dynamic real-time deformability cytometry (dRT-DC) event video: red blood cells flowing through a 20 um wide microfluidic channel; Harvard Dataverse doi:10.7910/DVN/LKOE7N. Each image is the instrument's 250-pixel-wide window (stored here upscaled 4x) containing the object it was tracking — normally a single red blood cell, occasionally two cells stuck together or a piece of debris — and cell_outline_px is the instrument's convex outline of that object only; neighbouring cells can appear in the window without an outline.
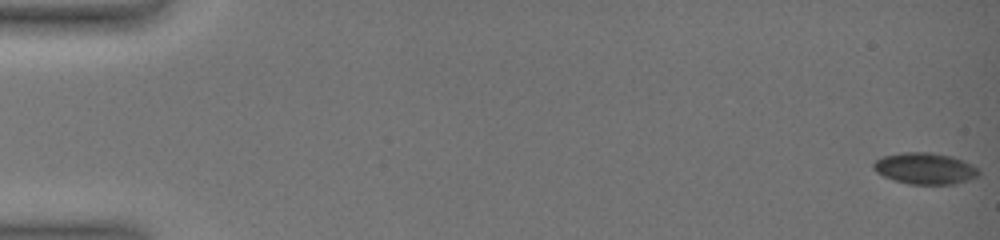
{"species": "common noctule bat (a hibernating species)", "species_latin": "Nyctalus noctula", "temperature_condition": "warm", "stored_images_in_passage": 10, "camera_frame_rate_fps": 3000, "um_per_image_px": 0.085, "animal": {"sex": "female", "body_mass_g": 19.0, "forearm_length_mm": 51.5}, "frame": {"image": 1, "passage_image": 1, "time_ms": 0.0, "image_size_px": [1000, 240], "cell_outline_px": [[980, 176], [968, 180], [952, 184], [908, 184], [884, 176], [876, 172], [872, 168], [872, 164], [876, 160], [884, 156], [904, 152], [928, 152], [952, 156], [964, 160], [972, 164], [980, 172]], "centroid_in_image_um": [78.64, 14.32], "position_along_channel_um": 6.4, "area_um2": 19.25}}
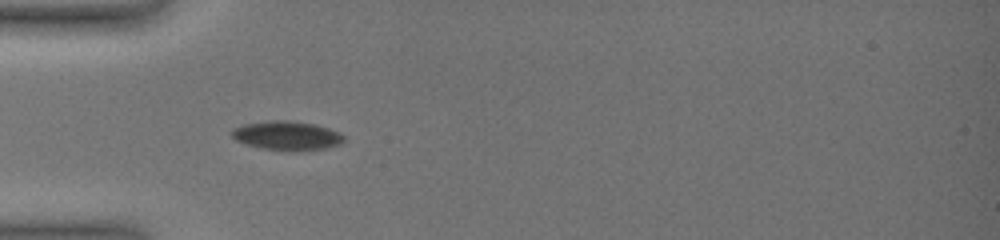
{"frame": {"image": 2, "passage_image": 9, "time_ms": 5.667, "image_size_px": [1000, 240], "cell_outline_px": [[344, 140], [340, 144], [328, 148], [292, 152], [260, 148], [236, 140], [228, 132], [232, 128], [244, 124], [268, 120], [288, 120], [312, 124], [328, 128], [340, 132], [344, 136]], "centroid_in_image_um": [24.37, 11.54], "position_along_channel_um": 60.6, "area_um2": 19.25}}
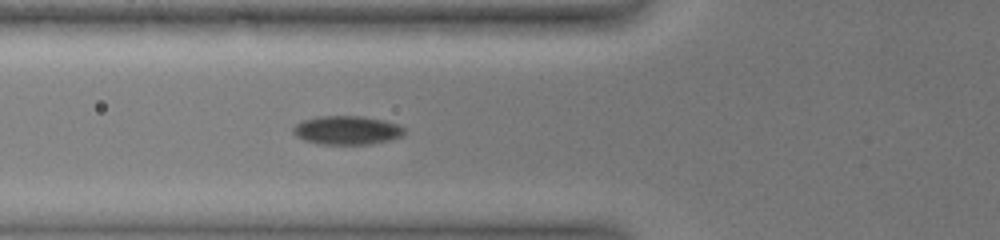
{"frame": {"image": 3, "passage_image": 10, "time_ms": 6.667, "image_size_px": [1000, 240], "cell_outline_px": [[404, 136], [372, 144], [320, 144], [304, 140], [296, 136], [292, 132], [292, 128], [296, 124], [304, 120], [316, 116], [364, 116], [384, 120], [400, 124], [404, 128]], "centroid_in_image_um": [29.51, 11.06], "position_along_channel_um": 96.3, "area_um2": 18.79}}